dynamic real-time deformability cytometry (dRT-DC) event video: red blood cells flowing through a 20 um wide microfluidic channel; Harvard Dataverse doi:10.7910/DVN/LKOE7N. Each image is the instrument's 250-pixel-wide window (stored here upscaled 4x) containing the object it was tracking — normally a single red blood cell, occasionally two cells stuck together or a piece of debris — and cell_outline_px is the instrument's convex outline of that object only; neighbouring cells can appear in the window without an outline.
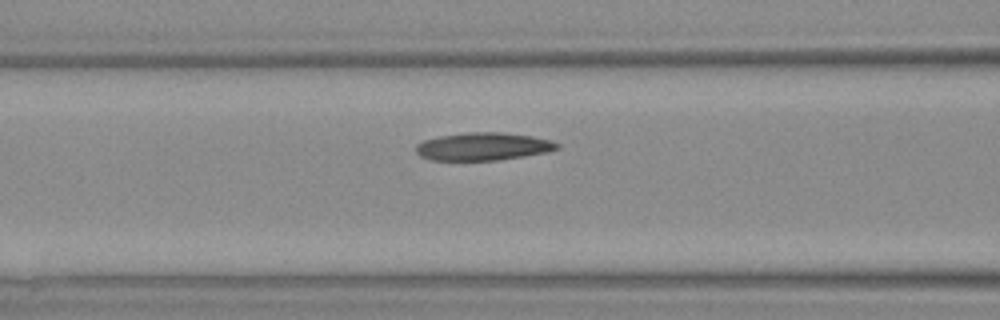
{"species": "Egyptian fruit bat (a non-hibernating species)", "species_latin": "Rousettus aegyptiacus", "temperature_condition": "warm", "stored_images_in_passage": 6, "camera_frame_rate_fps": 3000, "um_per_image_px": 0.085, "animal": {"sex": "female"}, "frame": {"image": 1, "passage_image": 6, "time_ms": 7.0, "image_size_px": [1000, 320], "cell_outline_px": [[560, 148], [548, 152], [500, 160], [432, 160], [420, 156], [416, 152], [416, 144], [424, 140], [440, 136], [468, 132], [500, 132], [532, 136], [552, 140], [560, 144]], "centroid_in_image_um": [41.1, 12.45], "position_along_channel_um": 125.5, "area_um2": 22.95}}